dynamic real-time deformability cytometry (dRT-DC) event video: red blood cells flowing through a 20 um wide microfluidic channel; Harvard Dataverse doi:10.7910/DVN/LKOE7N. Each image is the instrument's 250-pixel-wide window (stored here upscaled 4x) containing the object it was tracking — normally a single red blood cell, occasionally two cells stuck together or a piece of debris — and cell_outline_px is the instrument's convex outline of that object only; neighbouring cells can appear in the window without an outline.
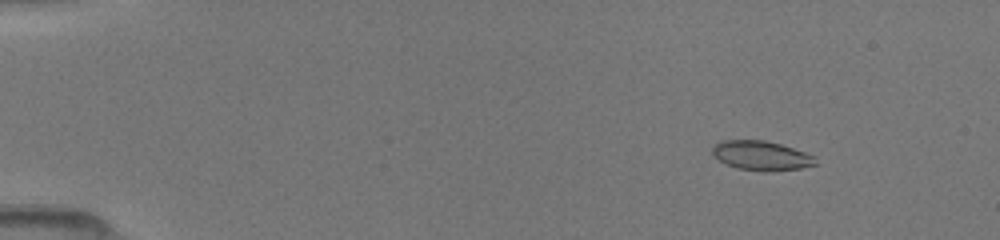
{"species": "common noctule bat (a hibernating species)", "species_latin": "Nyctalus noctula", "temperature_condition": "room temperature", "stored_images_in_passage": 30, "camera_frame_rate_fps": 3000, "um_per_image_px": 0.085, "animal": {"sex": "female", "body_mass_g": 19.5, "forearm_length_mm": 54.1}, "frame": {"image": 1, "passage_image": 6, "time_ms": 1.667, "image_size_px": [1000, 240], "cell_outline_px": [[816, 164], [800, 168], [768, 172], [764, 172], [736, 168], [712, 156], [712, 148], [720, 140], [764, 140], [780, 144], [816, 156]], "centroid_in_image_um": [64.7, 13.23], "position_along_channel_um": 20.3, "area_um2": 17.69}}
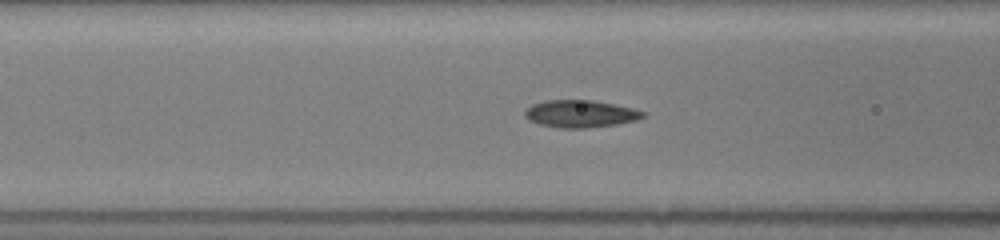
{"frame": {"image": 2, "passage_image": 19, "time_ms": 6.667, "image_size_px": [1000, 240], "cell_outline_px": [[644, 116], [636, 120], [616, 124], [584, 128], [560, 128], [540, 124], [528, 120], [524, 116], [524, 112], [532, 104], [544, 100], [592, 100], [632, 108], [644, 112]], "centroid_in_image_um": [49.28, 9.67], "position_along_channel_um": 117.3, "area_um2": 18.61}}
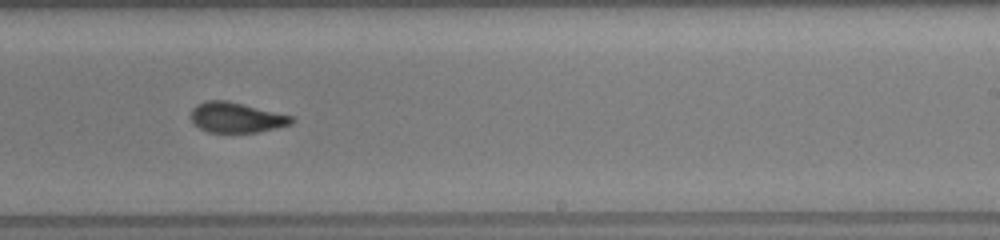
{"frame": {"image": 3, "passage_image": 29, "time_ms": 10.333, "image_size_px": [1000, 240], "cell_outline_px": [[292, 124], [256, 132], [208, 132], [192, 124], [192, 108], [196, 104], [204, 100], [228, 100], [292, 116]], "centroid_in_image_um": [20.03, 9.97], "position_along_channel_um": 269.0, "area_um2": 17.63}}